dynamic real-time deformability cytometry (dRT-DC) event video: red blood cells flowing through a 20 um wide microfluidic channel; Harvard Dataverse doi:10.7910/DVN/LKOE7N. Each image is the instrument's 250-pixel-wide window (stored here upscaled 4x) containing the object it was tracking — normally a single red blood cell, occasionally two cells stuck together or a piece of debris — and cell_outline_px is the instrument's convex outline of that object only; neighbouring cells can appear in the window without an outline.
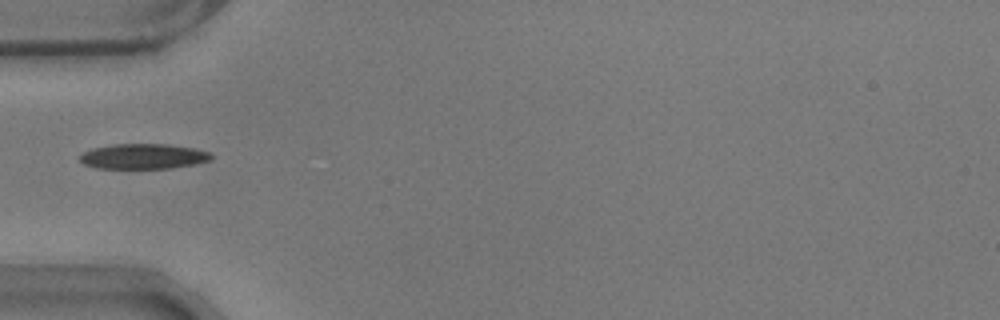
{"species": "common noctule bat (a hibernating species)", "species_latin": "Nyctalus noctula", "temperature_condition": "warm", "stored_images_in_passage": 9, "camera_frame_rate_fps": 3000, "um_per_image_px": 0.085, "animal": {"sex": "male", "body_mass_g": 17.9}, "frame": {"image": 1, "passage_image": 1, "time_ms": 0.0, "image_size_px": [1000, 320], "cell_outline_px": [[212, 160], [172, 168], [96, 168], [84, 164], [80, 160], [80, 156], [84, 152], [92, 148], [112, 144], [168, 144], [192, 148], [208, 152], [212, 156]], "centroid_in_image_um": [12.16, 13.29], "position_along_channel_um": 72.8, "area_um2": 19.13}}